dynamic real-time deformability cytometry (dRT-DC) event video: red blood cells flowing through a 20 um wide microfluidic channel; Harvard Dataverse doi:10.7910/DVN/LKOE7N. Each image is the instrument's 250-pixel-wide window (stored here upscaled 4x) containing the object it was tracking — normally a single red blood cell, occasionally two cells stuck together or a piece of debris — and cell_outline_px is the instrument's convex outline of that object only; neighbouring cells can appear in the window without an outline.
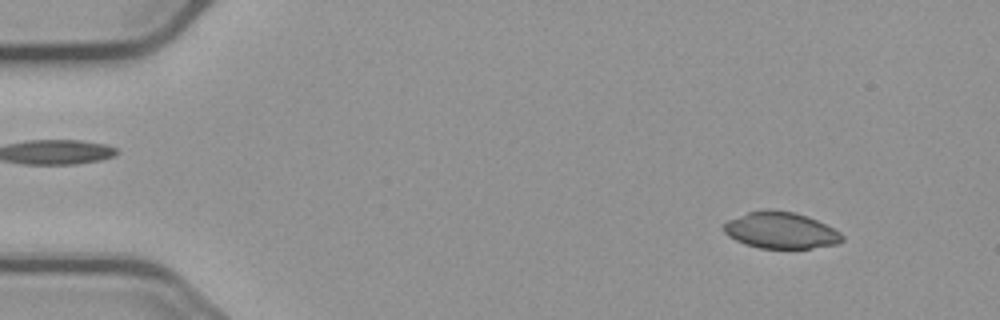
{"species": "common noctule bat (a hibernating species)", "species_latin": "Nyctalus noctula", "temperature_condition": "cold", "stored_images_in_passage": 56, "camera_frame_rate_fps": 3000, "um_per_image_px": 0.085, "animal": {"sex": "male", "body_mass_g": 23.1, "forearm_length_mm": 52.7}, "frame": {"image": 1, "passage_image": 6, "time_ms": 1.667, "image_size_px": [1000, 320], "cell_outline_px": [[844, 240], [836, 244], [812, 248], [760, 248], [744, 244], [728, 236], [724, 232], [724, 224], [728, 220], [748, 212], [764, 208], [768, 208], [796, 212], [808, 216], [840, 232], [844, 236]], "centroid_in_image_um": [66.36, 19.56], "position_along_channel_um": 18.6, "area_um2": 25.26}}
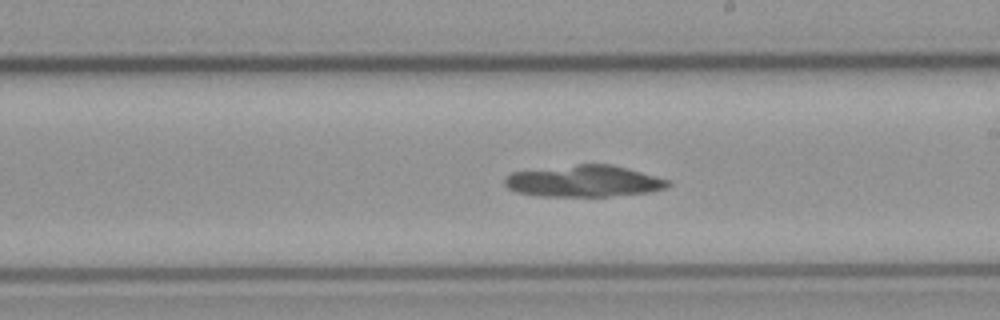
{"frame": {"image": 2, "passage_image": 32, "time_ms": 10.333, "image_size_px": [1000, 320], "cell_outline_px": [[672, 184], [664, 188], [648, 192], [608, 196], [540, 196], [516, 192], [508, 188], [504, 184], [504, 180], [512, 172], [576, 164], [612, 164], [628, 168], [668, 180]], "centroid_in_image_um": [49.62, 15.39], "position_along_channel_um": 239.4, "area_um2": 29.82}}
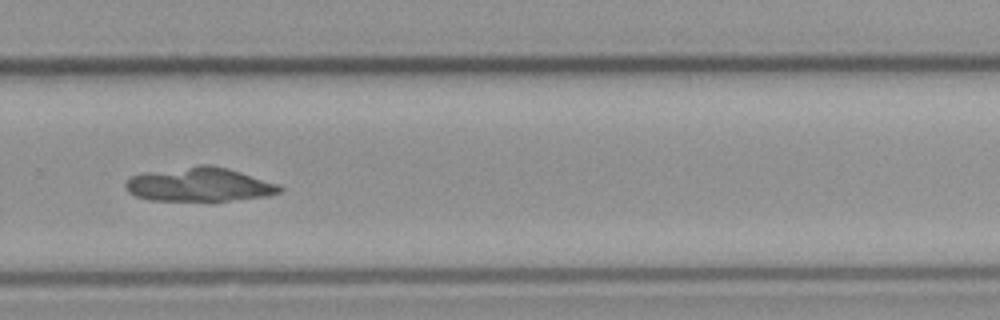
{"frame": {"image": 3, "passage_image": 38, "time_ms": 12.333, "image_size_px": [1000, 320], "cell_outline_px": [[284, 188], [280, 192], [268, 196], [228, 200], [148, 200], [136, 196], [128, 192], [124, 184], [132, 176], [140, 172], [200, 164], [212, 164], [228, 168], [276, 184]], "centroid_in_image_um": [16.89, 15.66], "position_along_channel_um": 312.9, "area_um2": 30.46}}